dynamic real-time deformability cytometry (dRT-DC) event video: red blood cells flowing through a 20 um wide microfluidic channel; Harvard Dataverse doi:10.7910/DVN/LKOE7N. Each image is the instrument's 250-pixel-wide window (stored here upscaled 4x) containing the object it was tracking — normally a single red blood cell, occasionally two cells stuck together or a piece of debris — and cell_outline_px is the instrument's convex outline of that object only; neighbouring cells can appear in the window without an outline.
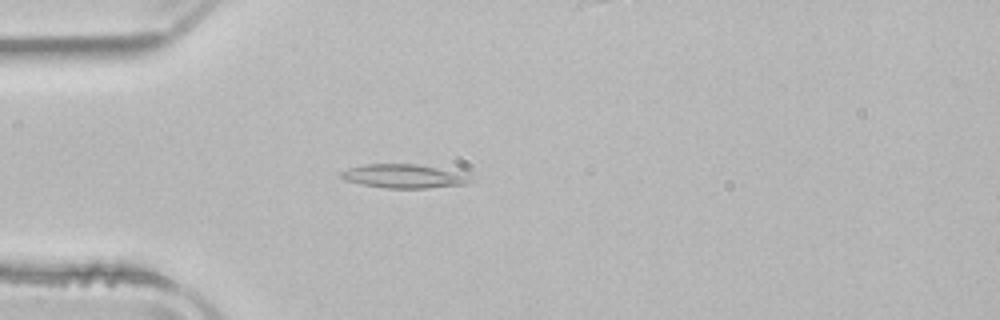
{"species": "common noctule bat (a hibernating species)", "species_latin": "Nyctalus noctula", "temperature_condition": "room temperature", "stored_images_in_passage": 16, "camera_frame_rate_fps": 3000, "um_per_image_px": 0.085, "animal": {"sex": "male", "body_mass_g": 21.5, "forearm_length_mm": 52.0}, "frame": {"image": 1, "passage_image": 5, "time_ms": 1.333, "image_size_px": [1000, 320], "cell_outline_px": [[472, 180], [464, 184], [428, 188], [384, 188], [360, 184], [344, 180], [340, 176], [340, 172], [348, 168], [364, 164], [416, 164], [436, 168], [472, 176]], "centroid_in_image_um": [34.25, 14.98], "position_along_channel_um": 50.8, "area_um2": 17.74}}
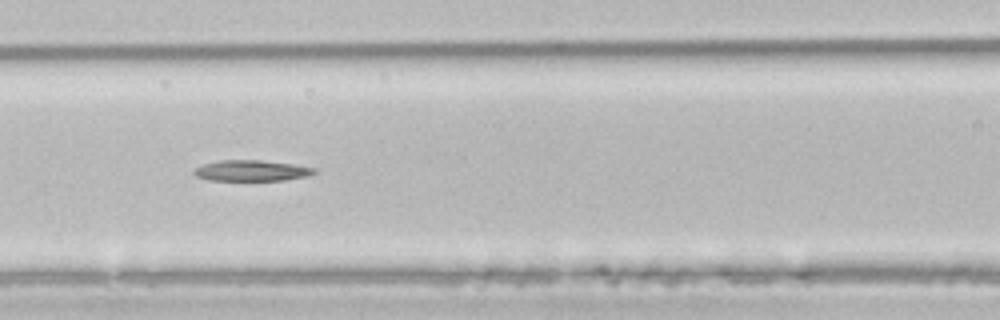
{"frame": {"image": 2, "passage_image": 13, "time_ms": 4.0, "image_size_px": [1000, 320], "cell_outline_px": [[316, 172], [308, 176], [284, 180], [208, 180], [196, 176], [192, 172], [196, 168], [204, 164], [220, 160], [260, 160], [296, 164], [316, 168]], "centroid_in_image_um": [21.41, 14.5], "position_along_channel_um": 145.2, "area_um2": 14.62}}
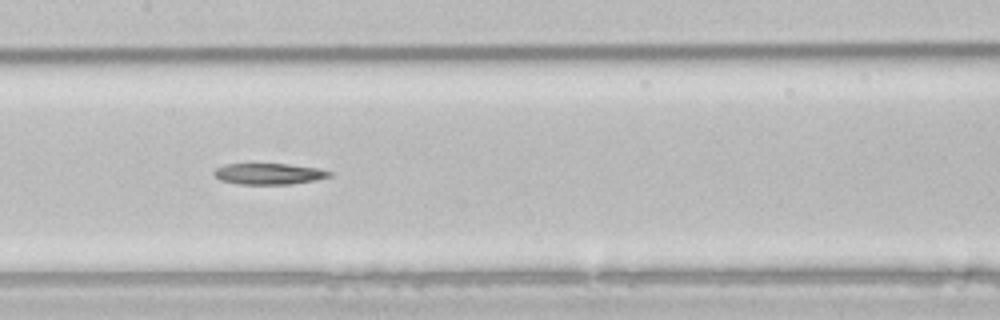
{"frame": {"image": 3, "passage_image": 16, "time_ms": 5.0, "image_size_px": [1000, 320], "cell_outline_px": [[332, 176], [316, 180], [292, 184], [240, 184], [220, 180], [212, 172], [216, 168], [224, 164], [288, 164], [320, 168], [332, 172]], "centroid_in_image_um": [22.89, 14.77], "position_along_channel_um": 184.5, "area_um2": 14.28}}